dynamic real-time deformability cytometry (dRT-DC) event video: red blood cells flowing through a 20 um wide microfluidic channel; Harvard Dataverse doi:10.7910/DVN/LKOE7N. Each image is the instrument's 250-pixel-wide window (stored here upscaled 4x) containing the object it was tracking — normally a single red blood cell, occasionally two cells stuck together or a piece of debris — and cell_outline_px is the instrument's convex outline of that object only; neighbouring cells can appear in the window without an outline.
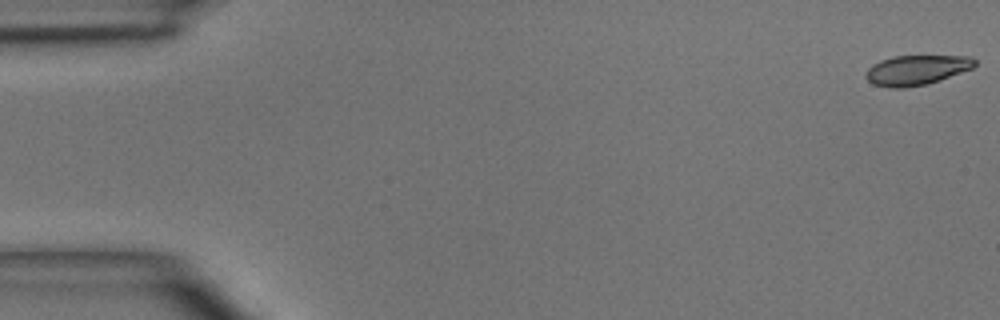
{"species": "common noctule bat (a hibernating species)", "species_latin": "Nyctalus noctula", "temperature_condition": "room temperature", "stored_images_in_passage": 5, "camera_frame_rate_fps": 3000, "um_per_image_px": 0.085, "animal": {"sex": "male", "body_mass_g": 15.6}, "frame": {"image": 1, "passage_image": 1, "time_ms": 0.0, "image_size_px": [1000, 320], "cell_outline_px": [[976, 64], [972, 68], [924, 84], [904, 88], [888, 88], [872, 84], [864, 76], [868, 68], [872, 64], [880, 60], [892, 56], [972, 56], [976, 60]], "centroid_in_image_um": [77.84, 5.94], "position_along_channel_um": 7.2, "area_um2": 18.79}}